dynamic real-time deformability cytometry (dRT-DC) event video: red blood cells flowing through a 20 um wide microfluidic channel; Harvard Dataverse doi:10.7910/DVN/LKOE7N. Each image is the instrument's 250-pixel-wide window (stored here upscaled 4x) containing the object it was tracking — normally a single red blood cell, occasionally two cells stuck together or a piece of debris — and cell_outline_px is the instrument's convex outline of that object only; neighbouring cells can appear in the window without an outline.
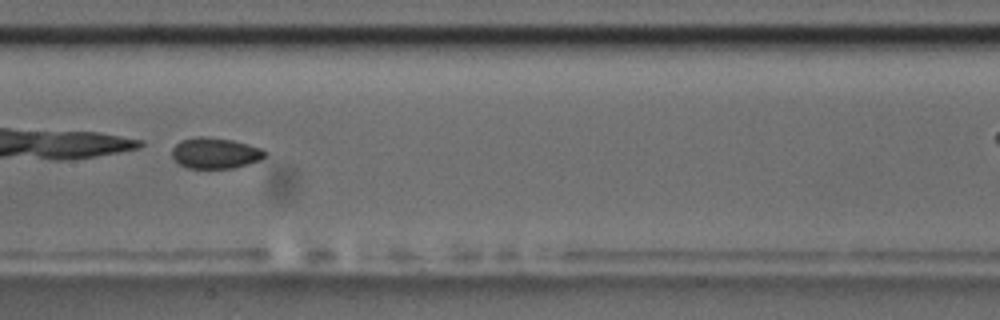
{"species": "common noctule bat (a hibernating species)", "species_latin": "Nyctalus noctula", "temperature_condition": "room temperature", "stored_images_in_passage": 48, "camera_frame_rate_fps": 3000, "um_per_image_px": 0.085, "animal": {"sex": "male", "body_mass_g": 17.5, "forearm_length_mm": 52.3}, "frame": {"image": 1, "passage_image": 28, "time_ms": 9.0, "image_size_px": [1000, 320], "cell_outline_px": [[268, 156], [260, 160], [248, 164], [232, 168], [188, 168], [180, 164], [172, 156], [172, 148], [180, 140], [196, 136], [204, 136], [232, 140], [248, 144], [260, 148], [268, 152]], "centroid_in_image_um": [18.31, 13.01], "position_along_channel_um": 189.1, "area_um2": 16.82}, "authors_computed_cell_mechanics": {"area_um2": 16.9065, "velocity_mm_per_s": 3.6928, "shape_relaxation_time_tau1_ms": 0.6702, "shape_relaxation_time_tau2_ms": 2.3115, "deformation_change_tau1": 0.3537, "deformation_change_tau2": 0.0647}}